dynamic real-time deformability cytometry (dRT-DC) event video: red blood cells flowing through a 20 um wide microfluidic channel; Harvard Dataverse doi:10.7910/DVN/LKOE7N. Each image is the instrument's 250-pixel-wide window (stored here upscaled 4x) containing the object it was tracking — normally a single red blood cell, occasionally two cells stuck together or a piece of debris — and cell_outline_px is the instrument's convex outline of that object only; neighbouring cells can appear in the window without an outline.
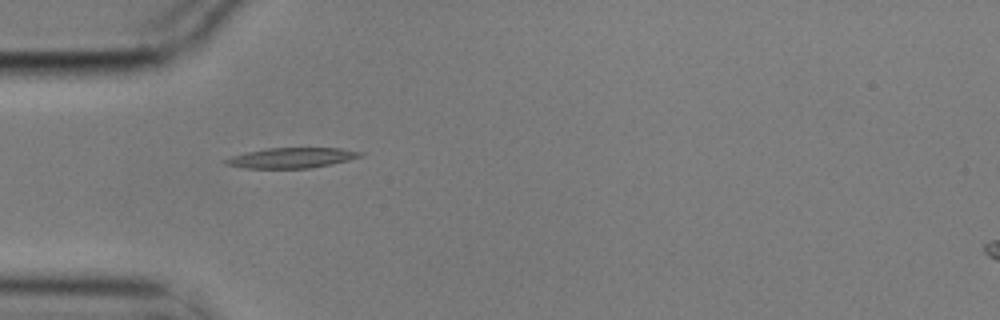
{"species": "common noctule bat (a hibernating species)", "species_latin": "Nyctalus noctula", "temperature_condition": "cold", "stored_images_in_passage": 4, "camera_frame_rate_fps": 3000, "um_per_image_px": 0.085, "animal": {"sex": "male", "body_mass_g": 17.9}, "frame": {"image": 1, "passage_image": 2, "time_ms": 0.333, "image_size_px": [1000, 320], "cell_outline_px": [[364, 156], [348, 160], [312, 168], [244, 168], [224, 164], [220, 160], [232, 156], [264, 148], [340, 148], [364, 152]], "centroid_in_image_um": [24.77, 13.41], "position_along_channel_um": 60.2, "area_um2": 16.01}}
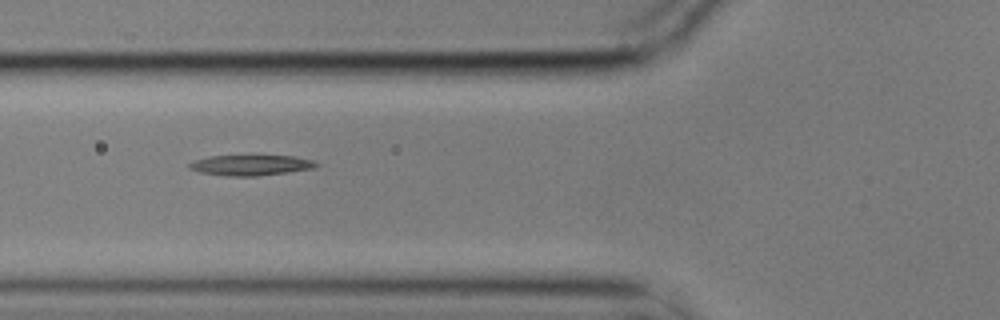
{"frame": {"image": 2, "passage_image": 3, "time_ms": 0.667, "image_size_px": [1000, 320], "cell_outline_px": [[320, 164], [316, 168], [256, 176], [228, 176], [200, 172], [188, 168], [188, 164], [196, 160], [212, 156], [292, 156], [312, 160]], "centroid_in_image_um": [21.34, 14.04], "position_along_channel_um": 104.5, "area_um2": 14.91}}
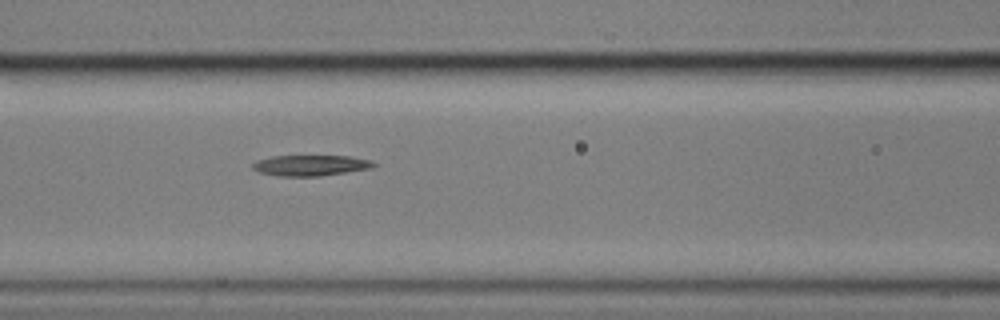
{"frame": {"image": 3, "passage_image": 4, "time_ms": 1.0, "image_size_px": [1000, 320], "cell_outline_px": [[376, 164], [372, 168], [320, 176], [276, 176], [260, 172], [252, 168], [252, 164], [256, 160], [272, 156], [352, 156], [372, 160]], "centroid_in_image_um": [26.4, 14.05], "position_along_channel_um": 140.2, "area_um2": 14.68}}